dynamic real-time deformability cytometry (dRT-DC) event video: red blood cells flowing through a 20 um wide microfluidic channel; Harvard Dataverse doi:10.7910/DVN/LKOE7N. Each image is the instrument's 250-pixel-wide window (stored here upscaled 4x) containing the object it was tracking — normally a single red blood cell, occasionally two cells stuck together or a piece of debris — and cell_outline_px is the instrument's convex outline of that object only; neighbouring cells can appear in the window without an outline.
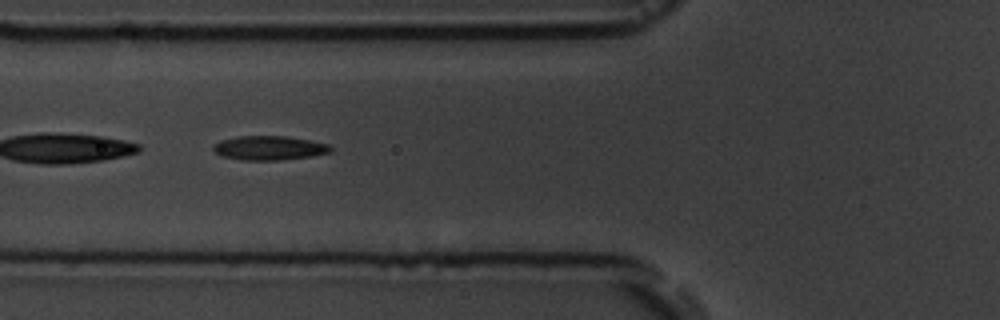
{"species": "common noctule bat (a hibernating species)", "species_latin": "Nyctalus noctula", "temperature_condition": "room temperature", "stored_images_in_passage": 5, "camera_frame_rate_fps": 3000, "um_per_image_px": 0.085, "animal": {"sex": "male", "body_mass_g": 19.5, "forearm_length_mm": 54.6}, "frame": {"image": 1, "passage_image": 5, "time_ms": 4.667, "image_size_px": [1000, 320], "cell_outline_px": [[332, 152], [312, 156], [280, 160], [240, 160], [224, 156], [212, 152], [212, 148], [220, 140], [240, 136], [288, 136], [328, 144], [332, 148]], "centroid_in_image_um": [22.88, 12.58], "position_along_channel_um": 102.9, "area_um2": 16.53}}